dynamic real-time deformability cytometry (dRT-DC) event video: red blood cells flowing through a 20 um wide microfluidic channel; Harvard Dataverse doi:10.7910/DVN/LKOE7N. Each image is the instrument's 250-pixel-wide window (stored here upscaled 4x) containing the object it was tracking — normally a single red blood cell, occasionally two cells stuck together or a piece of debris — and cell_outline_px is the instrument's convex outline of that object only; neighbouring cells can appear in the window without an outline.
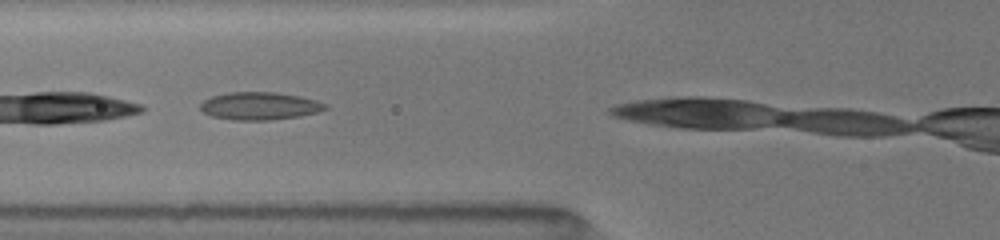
{"species": "common noctule bat (a hibernating species)", "species_latin": "Nyctalus noctula", "temperature_condition": "room temperature", "stored_images_in_passage": 6, "camera_frame_rate_fps": 3000, "um_per_image_px": 0.085, "animal": {"sex": "female", "body_mass_g": 19.5, "forearm_length_mm": 54.1}, "frame": {"image": 1, "passage_image": 3, "time_ms": 0.667, "image_size_px": [1000, 240], "cell_outline_px": [[328, 108], [316, 112], [300, 116], [268, 120], [232, 120], [212, 116], [204, 112], [200, 108], [200, 104], [204, 100], [212, 96], [228, 92], [276, 92], [300, 96], [316, 100], [324, 104]], "centroid_in_image_um": [22.05, 9.0], "position_along_channel_um": 103.8, "area_um2": 20.06}}